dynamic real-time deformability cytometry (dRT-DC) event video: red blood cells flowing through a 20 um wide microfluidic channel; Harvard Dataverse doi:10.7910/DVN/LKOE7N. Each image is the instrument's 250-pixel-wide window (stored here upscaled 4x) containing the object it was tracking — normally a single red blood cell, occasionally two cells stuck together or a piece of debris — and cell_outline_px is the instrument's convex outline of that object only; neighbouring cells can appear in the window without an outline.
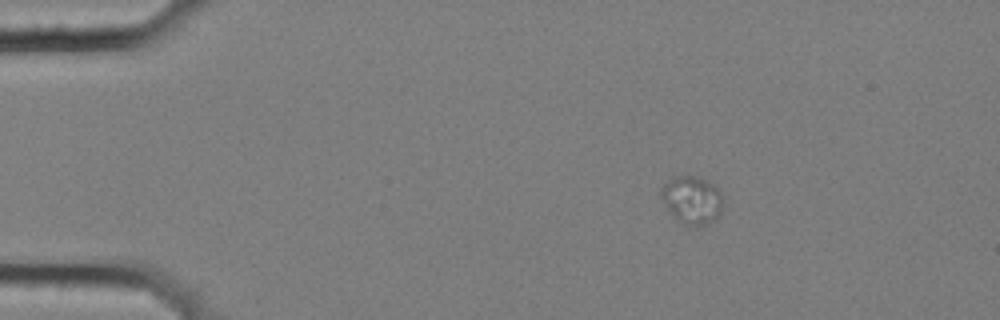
{"species": "common noctule bat (a hibernating species)", "species_latin": "Nyctalus noctula", "temperature_condition": "cold", "stored_images_in_passage": 5, "camera_frame_rate_fps": 3000, "um_per_image_px": 0.085, "animal": {"sex": "female", "body_mass_g": 25.1}, "frame": {"image": 1, "passage_image": 2, "time_ms": 0.333, "image_size_px": [1000, 320], "cell_outline_px": [[724, 204], [720, 212], [708, 224], [696, 228], [684, 224], [668, 212], [660, 196], [660, 188], [664, 184], [676, 176], [692, 176], [708, 180], [716, 184], [720, 192]], "centroid_in_image_um": [58.82, 17.01], "position_along_channel_um": 26.2, "area_um2": 17.51}}